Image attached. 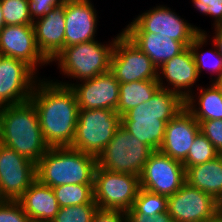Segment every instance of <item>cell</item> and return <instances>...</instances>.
I'll list each match as a JSON object with an SVG mask.
<instances>
[{"label":"cell","mask_w":222,"mask_h":222,"mask_svg":"<svg viewBox=\"0 0 222 222\" xmlns=\"http://www.w3.org/2000/svg\"><path fill=\"white\" fill-rule=\"evenodd\" d=\"M36 82L30 100L37 109L39 125L49 148L71 147L79 106L74 91L44 78Z\"/></svg>","instance_id":"obj_1"},{"label":"cell","mask_w":222,"mask_h":222,"mask_svg":"<svg viewBox=\"0 0 222 222\" xmlns=\"http://www.w3.org/2000/svg\"><path fill=\"white\" fill-rule=\"evenodd\" d=\"M184 108L185 100L179 94L159 88L151 99L121 116V125L156 151L163 143L166 123Z\"/></svg>","instance_id":"obj_2"},{"label":"cell","mask_w":222,"mask_h":222,"mask_svg":"<svg viewBox=\"0 0 222 222\" xmlns=\"http://www.w3.org/2000/svg\"><path fill=\"white\" fill-rule=\"evenodd\" d=\"M0 143L37 164L49 146L31 100L0 108Z\"/></svg>","instance_id":"obj_3"},{"label":"cell","mask_w":222,"mask_h":222,"mask_svg":"<svg viewBox=\"0 0 222 222\" xmlns=\"http://www.w3.org/2000/svg\"><path fill=\"white\" fill-rule=\"evenodd\" d=\"M97 157L72 147L49 148L36 164L37 179L52 188L94 184Z\"/></svg>","instance_id":"obj_4"},{"label":"cell","mask_w":222,"mask_h":222,"mask_svg":"<svg viewBox=\"0 0 222 222\" xmlns=\"http://www.w3.org/2000/svg\"><path fill=\"white\" fill-rule=\"evenodd\" d=\"M109 44L97 40L63 48L52 61H58L63 75L76 80H87L110 71L111 57L116 38Z\"/></svg>","instance_id":"obj_5"},{"label":"cell","mask_w":222,"mask_h":222,"mask_svg":"<svg viewBox=\"0 0 222 222\" xmlns=\"http://www.w3.org/2000/svg\"><path fill=\"white\" fill-rule=\"evenodd\" d=\"M154 150L125 130L122 125L97 156V166L111 172L141 175Z\"/></svg>","instance_id":"obj_6"},{"label":"cell","mask_w":222,"mask_h":222,"mask_svg":"<svg viewBox=\"0 0 222 222\" xmlns=\"http://www.w3.org/2000/svg\"><path fill=\"white\" fill-rule=\"evenodd\" d=\"M121 126V116L114 110H79L73 149L98 156Z\"/></svg>","instance_id":"obj_7"},{"label":"cell","mask_w":222,"mask_h":222,"mask_svg":"<svg viewBox=\"0 0 222 222\" xmlns=\"http://www.w3.org/2000/svg\"><path fill=\"white\" fill-rule=\"evenodd\" d=\"M122 32L164 35L188 47L199 33L206 31L187 23L169 7L159 5L138 15Z\"/></svg>","instance_id":"obj_8"},{"label":"cell","mask_w":222,"mask_h":222,"mask_svg":"<svg viewBox=\"0 0 222 222\" xmlns=\"http://www.w3.org/2000/svg\"><path fill=\"white\" fill-rule=\"evenodd\" d=\"M140 188L139 176L111 172L96 166L94 201L100 209L127 212L132 208Z\"/></svg>","instance_id":"obj_9"},{"label":"cell","mask_w":222,"mask_h":222,"mask_svg":"<svg viewBox=\"0 0 222 222\" xmlns=\"http://www.w3.org/2000/svg\"><path fill=\"white\" fill-rule=\"evenodd\" d=\"M110 71L119 83L157 80V68L123 32L116 38Z\"/></svg>","instance_id":"obj_10"},{"label":"cell","mask_w":222,"mask_h":222,"mask_svg":"<svg viewBox=\"0 0 222 222\" xmlns=\"http://www.w3.org/2000/svg\"><path fill=\"white\" fill-rule=\"evenodd\" d=\"M186 183V169L182 162L154 151L140 175V187L165 196L173 195Z\"/></svg>","instance_id":"obj_11"},{"label":"cell","mask_w":222,"mask_h":222,"mask_svg":"<svg viewBox=\"0 0 222 222\" xmlns=\"http://www.w3.org/2000/svg\"><path fill=\"white\" fill-rule=\"evenodd\" d=\"M36 179V164L0 143V200L17 201Z\"/></svg>","instance_id":"obj_12"},{"label":"cell","mask_w":222,"mask_h":222,"mask_svg":"<svg viewBox=\"0 0 222 222\" xmlns=\"http://www.w3.org/2000/svg\"><path fill=\"white\" fill-rule=\"evenodd\" d=\"M36 74L25 62L0 55V108L30 100Z\"/></svg>","instance_id":"obj_13"},{"label":"cell","mask_w":222,"mask_h":222,"mask_svg":"<svg viewBox=\"0 0 222 222\" xmlns=\"http://www.w3.org/2000/svg\"><path fill=\"white\" fill-rule=\"evenodd\" d=\"M220 211V203L187 182L168 196L167 212L174 222H207Z\"/></svg>","instance_id":"obj_14"},{"label":"cell","mask_w":222,"mask_h":222,"mask_svg":"<svg viewBox=\"0 0 222 222\" xmlns=\"http://www.w3.org/2000/svg\"><path fill=\"white\" fill-rule=\"evenodd\" d=\"M81 83H55L70 87L76 96L79 110L109 109L116 111L119 102V82L111 71Z\"/></svg>","instance_id":"obj_15"},{"label":"cell","mask_w":222,"mask_h":222,"mask_svg":"<svg viewBox=\"0 0 222 222\" xmlns=\"http://www.w3.org/2000/svg\"><path fill=\"white\" fill-rule=\"evenodd\" d=\"M0 55L21 60L35 72L39 64L50 63L38 49L33 25H5L0 30Z\"/></svg>","instance_id":"obj_16"},{"label":"cell","mask_w":222,"mask_h":222,"mask_svg":"<svg viewBox=\"0 0 222 222\" xmlns=\"http://www.w3.org/2000/svg\"><path fill=\"white\" fill-rule=\"evenodd\" d=\"M157 75L160 88L176 92L186 100L192 94L191 89L199 78L195 59L190 47H186L180 54L162 64L157 69ZM160 75L166 79L165 81H167L169 85L167 84L166 86L165 83H163L164 78Z\"/></svg>","instance_id":"obj_17"},{"label":"cell","mask_w":222,"mask_h":222,"mask_svg":"<svg viewBox=\"0 0 222 222\" xmlns=\"http://www.w3.org/2000/svg\"><path fill=\"white\" fill-rule=\"evenodd\" d=\"M199 132V123L184 108L166 123L164 140L159 151L174 160L183 162Z\"/></svg>","instance_id":"obj_18"},{"label":"cell","mask_w":222,"mask_h":222,"mask_svg":"<svg viewBox=\"0 0 222 222\" xmlns=\"http://www.w3.org/2000/svg\"><path fill=\"white\" fill-rule=\"evenodd\" d=\"M96 12L90 0L65 1V47L95 40Z\"/></svg>","instance_id":"obj_19"},{"label":"cell","mask_w":222,"mask_h":222,"mask_svg":"<svg viewBox=\"0 0 222 222\" xmlns=\"http://www.w3.org/2000/svg\"><path fill=\"white\" fill-rule=\"evenodd\" d=\"M35 40L42 55L49 61L65 48V4L33 22Z\"/></svg>","instance_id":"obj_20"},{"label":"cell","mask_w":222,"mask_h":222,"mask_svg":"<svg viewBox=\"0 0 222 222\" xmlns=\"http://www.w3.org/2000/svg\"><path fill=\"white\" fill-rule=\"evenodd\" d=\"M17 201L32 222H51L60 209L52 187L38 179Z\"/></svg>","instance_id":"obj_21"},{"label":"cell","mask_w":222,"mask_h":222,"mask_svg":"<svg viewBox=\"0 0 222 222\" xmlns=\"http://www.w3.org/2000/svg\"><path fill=\"white\" fill-rule=\"evenodd\" d=\"M124 34L151 59L157 69L186 48L180 41L164 35L155 33Z\"/></svg>","instance_id":"obj_22"},{"label":"cell","mask_w":222,"mask_h":222,"mask_svg":"<svg viewBox=\"0 0 222 222\" xmlns=\"http://www.w3.org/2000/svg\"><path fill=\"white\" fill-rule=\"evenodd\" d=\"M186 182L209 194L219 203L222 202V154L214 160L189 167L186 170Z\"/></svg>","instance_id":"obj_23"},{"label":"cell","mask_w":222,"mask_h":222,"mask_svg":"<svg viewBox=\"0 0 222 222\" xmlns=\"http://www.w3.org/2000/svg\"><path fill=\"white\" fill-rule=\"evenodd\" d=\"M199 96L192 93L185 100V108L193 115L195 120L200 123L206 120L222 119V93L214 83L210 87L198 88ZM197 104H196V99ZM195 106V107H194Z\"/></svg>","instance_id":"obj_24"},{"label":"cell","mask_w":222,"mask_h":222,"mask_svg":"<svg viewBox=\"0 0 222 222\" xmlns=\"http://www.w3.org/2000/svg\"><path fill=\"white\" fill-rule=\"evenodd\" d=\"M160 88L157 80H140L119 84V102L116 112L123 116L127 111L152 98Z\"/></svg>","instance_id":"obj_25"},{"label":"cell","mask_w":222,"mask_h":222,"mask_svg":"<svg viewBox=\"0 0 222 222\" xmlns=\"http://www.w3.org/2000/svg\"><path fill=\"white\" fill-rule=\"evenodd\" d=\"M52 189L60 208L81 204H96L94 201V184L59 185Z\"/></svg>","instance_id":"obj_26"},{"label":"cell","mask_w":222,"mask_h":222,"mask_svg":"<svg viewBox=\"0 0 222 222\" xmlns=\"http://www.w3.org/2000/svg\"><path fill=\"white\" fill-rule=\"evenodd\" d=\"M207 35H208L207 32L206 33H199L194 38L192 44L189 47L193 53L199 76L201 75L202 70L203 69L205 70L208 67H209L208 69H210L208 71L216 73L217 77H215L214 80H211L213 83L215 80H217L219 77L222 76V57L218 53V50H217L214 43H213L214 49H212V50L210 49L209 51L203 52L201 54L199 49L202 47V45H204V43L207 42V38H208ZM213 50H214V52H213ZM212 56L214 57V60L212 59L213 61L210 60L211 58H213ZM209 60L211 61L210 62L211 64L208 63Z\"/></svg>","instance_id":"obj_27"},{"label":"cell","mask_w":222,"mask_h":222,"mask_svg":"<svg viewBox=\"0 0 222 222\" xmlns=\"http://www.w3.org/2000/svg\"><path fill=\"white\" fill-rule=\"evenodd\" d=\"M168 196L156 194L140 188L132 209L138 214L155 217L167 212Z\"/></svg>","instance_id":"obj_28"},{"label":"cell","mask_w":222,"mask_h":222,"mask_svg":"<svg viewBox=\"0 0 222 222\" xmlns=\"http://www.w3.org/2000/svg\"><path fill=\"white\" fill-rule=\"evenodd\" d=\"M219 155V152L214 148L213 144L207 139V137L199 132L182 164L187 170L189 167L214 160Z\"/></svg>","instance_id":"obj_29"},{"label":"cell","mask_w":222,"mask_h":222,"mask_svg":"<svg viewBox=\"0 0 222 222\" xmlns=\"http://www.w3.org/2000/svg\"><path fill=\"white\" fill-rule=\"evenodd\" d=\"M5 25H33L28 0H0Z\"/></svg>","instance_id":"obj_30"},{"label":"cell","mask_w":222,"mask_h":222,"mask_svg":"<svg viewBox=\"0 0 222 222\" xmlns=\"http://www.w3.org/2000/svg\"><path fill=\"white\" fill-rule=\"evenodd\" d=\"M98 208L97 204L61 207L51 222H92Z\"/></svg>","instance_id":"obj_31"},{"label":"cell","mask_w":222,"mask_h":222,"mask_svg":"<svg viewBox=\"0 0 222 222\" xmlns=\"http://www.w3.org/2000/svg\"><path fill=\"white\" fill-rule=\"evenodd\" d=\"M0 222H32L18 201L0 200Z\"/></svg>","instance_id":"obj_32"},{"label":"cell","mask_w":222,"mask_h":222,"mask_svg":"<svg viewBox=\"0 0 222 222\" xmlns=\"http://www.w3.org/2000/svg\"><path fill=\"white\" fill-rule=\"evenodd\" d=\"M200 132L207 137L214 148L222 154V119L201 121Z\"/></svg>","instance_id":"obj_33"},{"label":"cell","mask_w":222,"mask_h":222,"mask_svg":"<svg viewBox=\"0 0 222 222\" xmlns=\"http://www.w3.org/2000/svg\"><path fill=\"white\" fill-rule=\"evenodd\" d=\"M65 1L66 0H28V9L32 22H35V19L43 18L55 8L64 5Z\"/></svg>","instance_id":"obj_34"},{"label":"cell","mask_w":222,"mask_h":222,"mask_svg":"<svg viewBox=\"0 0 222 222\" xmlns=\"http://www.w3.org/2000/svg\"><path fill=\"white\" fill-rule=\"evenodd\" d=\"M199 12L214 17V26H222V0H192Z\"/></svg>","instance_id":"obj_35"},{"label":"cell","mask_w":222,"mask_h":222,"mask_svg":"<svg viewBox=\"0 0 222 222\" xmlns=\"http://www.w3.org/2000/svg\"><path fill=\"white\" fill-rule=\"evenodd\" d=\"M92 222H127V213L121 210L98 208Z\"/></svg>","instance_id":"obj_36"},{"label":"cell","mask_w":222,"mask_h":222,"mask_svg":"<svg viewBox=\"0 0 222 222\" xmlns=\"http://www.w3.org/2000/svg\"><path fill=\"white\" fill-rule=\"evenodd\" d=\"M126 213L127 222H174L168 212L152 217L146 214H138L131 208Z\"/></svg>","instance_id":"obj_37"},{"label":"cell","mask_w":222,"mask_h":222,"mask_svg":"<svg viewBox=\"0 0 222 222\" xmlns=\"http://www.w3.org/2000/svg\"><path fill=\"white\" fill-rule=\"evenodd\" d=\"M215 28V36H213V43L215 44L218 53L222 57V26H216Z\"/></svg>","instance_id":"obj_38"},{"label":"cell","mask_w":222,"mask_h":222,"mask_svg":"<svg viewBox=\"0 0 222 222\" xmlns=\"http://www.w3.org/2000/svg\"><path fill=\"white\" fill-rule=\"evenodd\" d=\"M207 222H222V212H218L214 217L209 219Z\"/></svg>","instance_id":"obj_39"},{"label":"cell","mask_w":222,"mask_h":222,"mask_svg":"<svg viewBox=\"0 0 222 222\" xmlns=\"http://www.w3.org/2000/svg\"><path fill=\"white\" fill-rule=\"evenodd\" d=\"M222 93V76L213 82Z\"/></svg>","instance_id":"obj_40"},{"label":"cell","mask_w":222,"mask_h":222,"mask_svg":"<svg viewBox=\"0 0 222 222\" xmlns=\"http://www.w3.org/2000/svg\"><path fill=\"white\" fill-rule=\"evenodd\" d=\"M5 26L4 18H3V13L1 9V4H0V30Z\"/></svg>","instance_id":"obj_41"},{"label":"cell","mask_w":222,"mask_h":222,"mask_svg":"<svg viewBox=\"0 0 222 222\" xmlns=\"http://www.w3.org/2000/svg\"><path fill=\"white\" fill-rule=\"evenodd\" d=\"M220 212H222V202L220 203Z\"/></svg>","instance_id":"obj_42"}]
</instances>
